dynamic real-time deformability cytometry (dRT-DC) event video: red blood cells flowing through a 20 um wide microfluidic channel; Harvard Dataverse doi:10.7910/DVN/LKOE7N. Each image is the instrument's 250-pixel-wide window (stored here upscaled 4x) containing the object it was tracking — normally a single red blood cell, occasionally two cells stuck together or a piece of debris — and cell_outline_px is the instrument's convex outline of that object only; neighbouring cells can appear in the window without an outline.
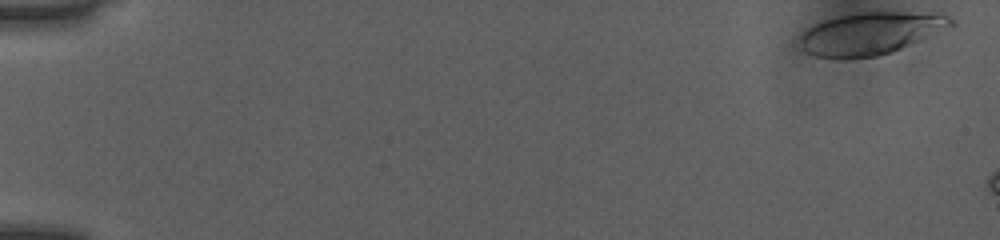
{"species": "human", "species_latin": "Homo sapiens", "temperature_condition": "room temperature", "stored_images_in_passage": 44, "camera_frame_rate_fps": 3000, "um_per_image_px": 0.085, "donor": {"sex": "female"}, "frame": {"image": 1, "passage_image": 1, "time_ms": 0.0, "image_size_px": [1000, 240], "cell_outline_px": [[956, 24], [952, 28], [892, 52], [876, 56], [848, 60], [840, 60], [816, 56], [792, 48], [792, 40], [800, 32], [824, 20], [840, 16], [860, 12], [940, 12], [956, 20]], "centroid_in_image_um": [73.92, 2.87], "position_along_channel_um": 11.1, "area_um2": 39.13}}
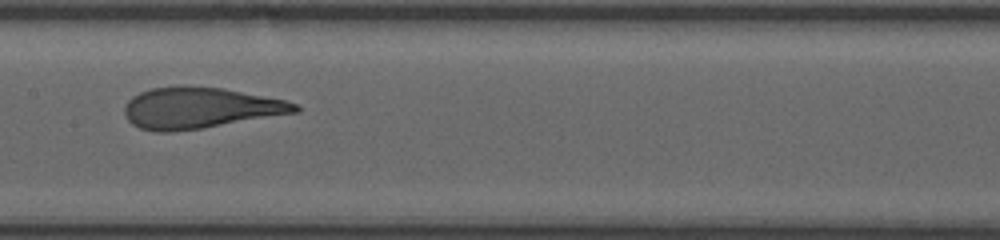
{"frame": {"image": 2, "passage_image": 27, "time_ms": 8.667, "image_size_px": [1000, 240], "cell_outline_px": [[300, 112], [200, 128], [168, 132], [156, 132], [140, 128], [132, 124], [128, 120], [124, 112], [124, 108], [128, 100], [132, 96], [140, 92], [152, 88], [224, 88], [284, 100], [296, 104], [300, 108]], "centroid_in_image_um": [16.99, 9.2], "position_along_channel_um": 190.4, "area_um2": 39.88}}
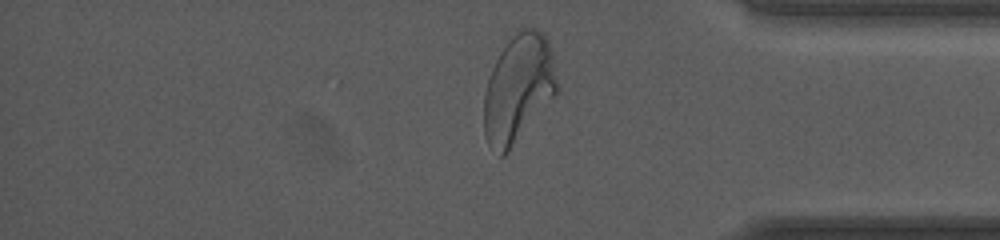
{"frame": {"image": 3, "passage_image": 43, "time_ms": 14.0, "image_size_px": [1000, 240], "cell_outline_px": [[560, 88], [556, 96], [508, 152], [504, 156], [500, 156], [488, 144], [484, 136], [484, 92], [488, 76], [500, 52], [516, 28], [536, 28], [544, 32], [552, 48]], "centroid_in_image_um": [44.1, 7.49], "position_along_channel_um": 391.1, "area_um2": 47.05}}